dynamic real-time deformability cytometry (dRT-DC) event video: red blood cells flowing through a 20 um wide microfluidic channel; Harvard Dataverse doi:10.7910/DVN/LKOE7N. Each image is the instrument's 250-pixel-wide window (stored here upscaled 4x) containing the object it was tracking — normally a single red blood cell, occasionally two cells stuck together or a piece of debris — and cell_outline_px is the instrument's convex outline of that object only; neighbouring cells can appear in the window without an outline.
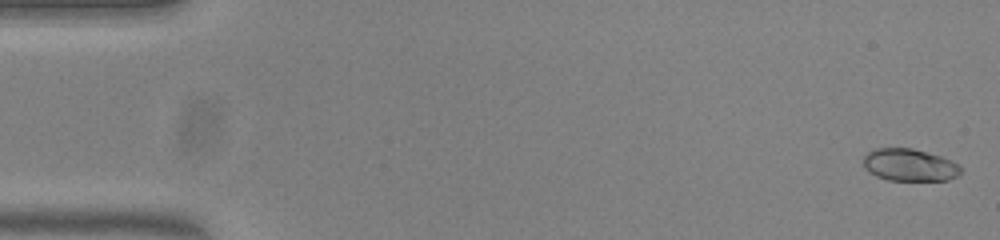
{"species": "common noctule bat (a hibernating species)", "species_latin": "Nyctalus noctula", "temperature_condition": "warm", "stored_images_in_passage": 55, "camera_frame_rate_fps": 3000, "um_per_image_px": 0.085, "animal": {"sex": "female", "body_mass_g": 23.0, "forearm_length_mm": 53.4}, "frame": {"image": 1, "passage_image": 2, "time_ms": 0.333, "image_size_px": [1000, 240], "cell_outline_px": [[964, 168], [956, 176], [948, 180], [888, 180], [876, 176], [864, 168], [864, 156], [868, 152], [876, 148], [912, 148], [940, 156], [960, 164]], "centroid_in_image_um": [77.33, 14.02], "position_along_channel_um": 7.7, "area_um2": 18.32}}
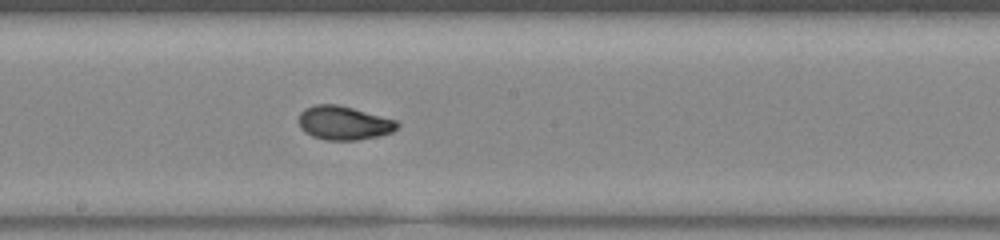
{"frame": {"image": 2, "passage_image": 30, "time_ms": 9.667, "image_size_px": [1000, 240], "cell_outline_px": [[400, 124], [392, 132], [380, 136], [356, 140], [324, 140], [312, 136], [304, 132], [300, 128], [300, 112], [304, 108], [316, 104], [336, 104], [352, 108], [396, 120]], "centroid_in_image_um": [29.21, 10.46], "position_along_channel_um": 219.0, "area_um2": 19.36}}
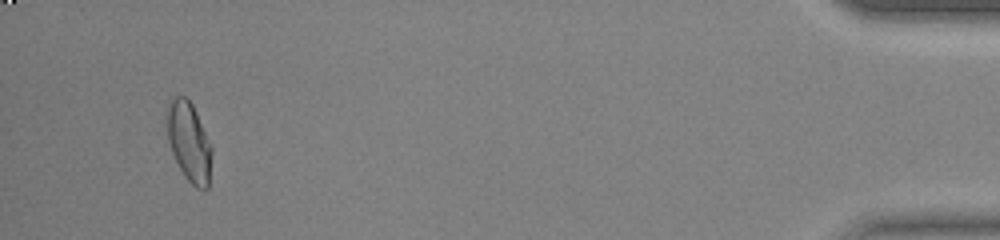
{"frame": {"image": 3, "passage_image": 52, "time_ms": 17.0, "image_size_px": [1000, 240], "cell_outline_px": [[212, 152], [208, 188], [204, 192], [196, 188], [184, 176], [172, 152], [168, 140], [164, 116], [168, 104], [176, 96], [184, 96], [192, 104], [212, 144]], "centroid_in_image_um": [16.06, 12.06], "position_along_channel_um": 419.1, "area_um2": 21.1}, "authors_computed_cell_mechanics": {"area_um2": 19.363, "velocity_mm_per_s": 3.8072, "shape_relaxation_time_tau1_ms": 6.1554, "shape_relaxation_time_tau2_ms": 1.4202, "deformation_change_tau1": 0.202, "deformation_change_tau2": 0.0461}}